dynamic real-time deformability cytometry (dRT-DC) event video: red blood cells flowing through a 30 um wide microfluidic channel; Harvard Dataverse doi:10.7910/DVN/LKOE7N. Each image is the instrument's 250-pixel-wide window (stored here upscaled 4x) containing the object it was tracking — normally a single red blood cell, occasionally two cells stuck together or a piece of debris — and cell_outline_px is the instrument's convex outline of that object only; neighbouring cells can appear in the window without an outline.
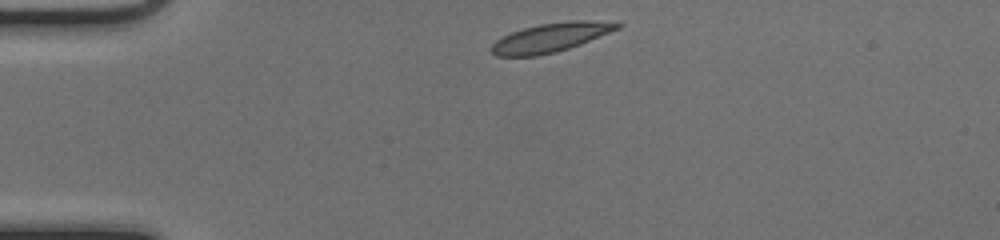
{"species": "common noctule bat (a hibernating species)", "species_latin": "Nyctalus noctula", "temperature_condition": "cold", "stored_images_in_passage": 40, "camera_frame_rate_fps": 3000, "um_per_image_px": 0.085, "animal": {"sex": "female", "body_mass_g": 17.0, "forearm_length_mm": 48.0}, "frame": {"image": 1, "passage_image": 1, "time_ms": 0.0, "image_size_px": [1000, 240], "cell_outline_px": [[624, 24], [620, 28], [580, 44], [556, 52], [536, 56], [496, 56], [492, 52], [492, 44], [496, 40], [512, 32], [524, 28], [540, 24], [568, 20], [588, 20]], "centroid_in_image_um": [46.81, 3.19], "position_along_channel_um": 38.2, "area_um2": 20.98}}
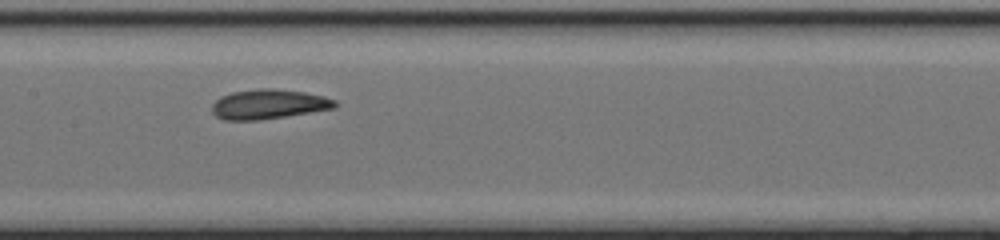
{"frame": {"image": 2, "passage_image": 15, "time_ms": 4.667, "image_size_px": [1000, 240], "cell_outline_px": [[336, 108], [260, 120], [224, 120], [216, 116], [212, 112], [212, 104], [220, 96], [232, 92], [260, 88], [272, 88], [304, 92], [324, 96], [336, 100]], "centroid_in_image_um": [22.82, 8.85], "position_along_channel_um": 184.6, "area_um2": 21.27}}
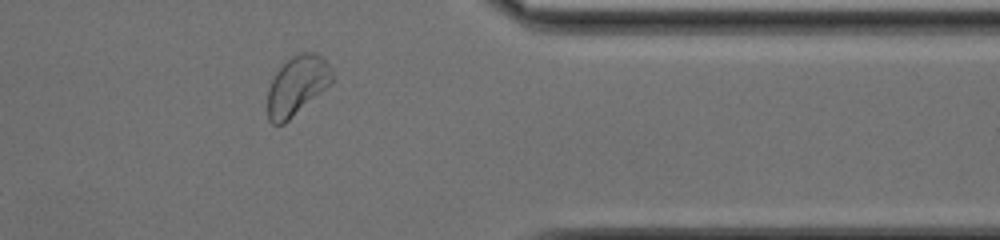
{"frame": {"image": 3, "passage_image": 31, "time_ms": 10.0, "image_size_px": [1000, 240], "cell_outline_px": [[332, 84], [284, 124], [272, 124], [268, 120], [268, 88], [272, 76], [292, 56], [300, 52], [316, 52], [332, 68]], "centroid_in_image_um": [25.25, 7.28], "position_along_channel_um": 386.2, "area_um2": 22.37}, "authors_computed_cell_mechanics": {"area_um2": 20.9814, "velocity_mm_per_s": 4.0183, "shape_relaxation_time_tau1_ms": 2.8566, "shape_relaxation_time_tau2_ms": 2.3058, "deformation_change_tau1": 0.1296, "deformation_change_tau2": 0.0461}}